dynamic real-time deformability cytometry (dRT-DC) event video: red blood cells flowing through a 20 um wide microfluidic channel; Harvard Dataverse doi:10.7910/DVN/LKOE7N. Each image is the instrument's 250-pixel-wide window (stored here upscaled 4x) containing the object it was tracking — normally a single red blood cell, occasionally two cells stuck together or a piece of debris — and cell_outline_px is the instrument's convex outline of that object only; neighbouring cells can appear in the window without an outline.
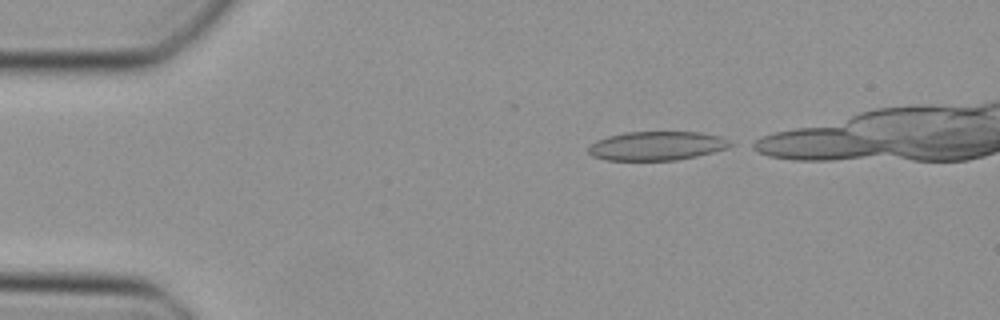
{"species": "Egyptian fruit bat (a non-hibernating species)", "species_latin": "Rousettus aegyptiacus", "temperature_condition": "cold", "stored_images_in_passage": 11, "camera_frame_rate_fps": 3000, "um_per_image_px": 0.085, "animal": {"sex": "female"}, "frame": {"image": 1, "passage_image": 1, "time_ms": 0.0, "image_size_px": [1000, 320], "cell_outline_px": [[736, 144], [728, 148], [696, 156], [676, 160], [604, 160], [592, 156], [588, 152], [588, 148], [596, 140], [608, 136], [624, 132], [700, 132], [720, 136]], "centroid_in_image_um": [55.83, 12.39], "position_along_channel_um": 29.2, "area_um2": 23.99}}
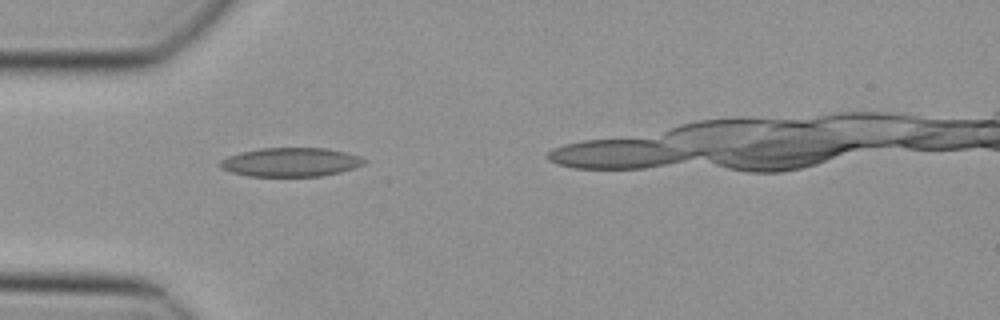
{"frame": {"image": 2, "passage_image": 7, "time_ms": 2.0, "image_size_px": [1000, 320], "cell_outline_px": [[368, 160], [364, 164], [356, 168], [340, 172], [320, 176], [248, 176], [232, 172], [220, 168], [216, 164], [220, 160], [228, 156], [240, 152], [260, 148], [324, 148], [344, 152]], "centroid_in_image_um": [24.67, 13.78], "position_along_channel_um": 60.3, "area_um2": 24.28}}
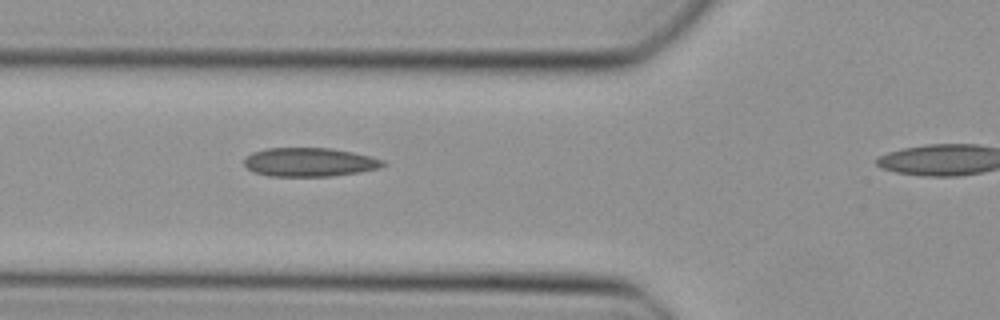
{"frame": {"image": 3, "passage_image": 10, "time_ms": 3.0, "image_size_px": [1000, 320], "cell_outline_px": [[388, 164], [380, 168], [360, 172], [332, 176], [268, 176], [252, 172], [244, 164], [244, 160], [252, 152], [264, 148], [332, 148], [352, 152], [384, 160]], "centroid_in_image_um": [26.31, 13.78], "position_along_channel_um": 99.5, "area_um2": 23.41}}